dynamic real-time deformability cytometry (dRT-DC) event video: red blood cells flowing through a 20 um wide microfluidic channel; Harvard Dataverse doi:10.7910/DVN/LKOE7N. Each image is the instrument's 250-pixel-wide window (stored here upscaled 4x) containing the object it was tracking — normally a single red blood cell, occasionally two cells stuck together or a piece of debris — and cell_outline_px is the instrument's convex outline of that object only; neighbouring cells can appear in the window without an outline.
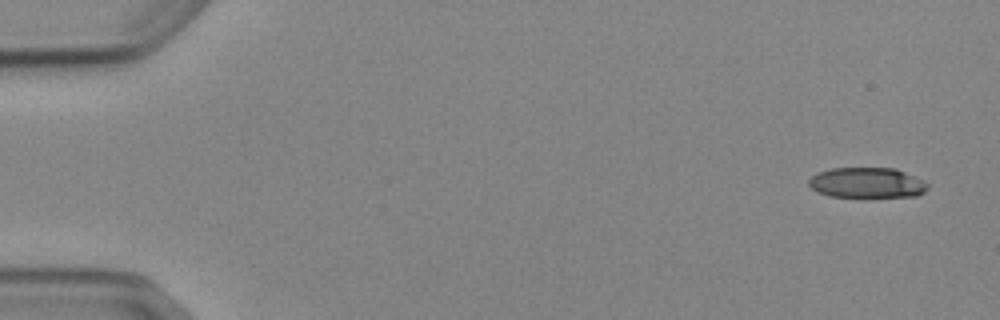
{"species": "Egyptian fruit bat (a non-hibernating species)", "species_latin": "Rousettus aegyptiacus", "temperature_condition": "cold", "stored_images_in_passage": 8, "camera_frame_rate_fps": 3000, "um_per_image_px": 0.085, "animal": {"sex": "female"}, "frame": {"image": 1, "passage_image": 1, "time_ms": 0.0, "image_size_px": [1000, 320], "cell_outline_px": [[928, 188], [924, 192], [916, 196], [860, 200], [828, 196], [816, 192], [808, 184], [808, 180], [812, 176], [820, 172], [832, 168], [896, 168], [924, 180], [928, 184]], "centroid_in_image_um": [73.71, 15.6], "position_along_channel_um": 11.3, "area_um2": 22.2}}
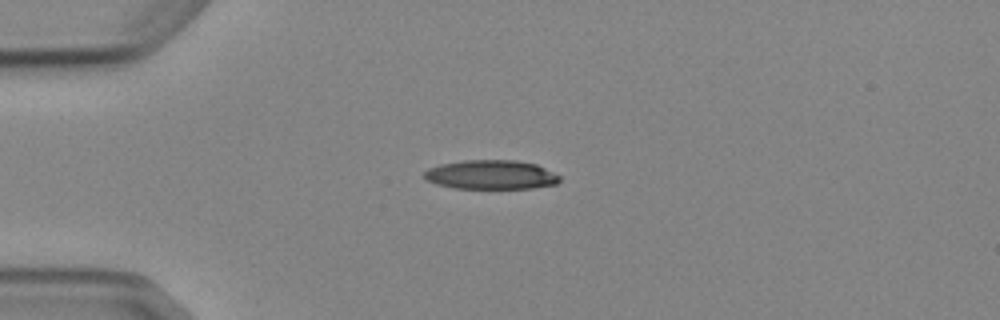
{"frame": {"image": 2, "passage_image": 4, "time_ms": 3.667, "image_size_px": [1000, 320], "cell_outline_px": [[560, 180], [556, 184], [532, 188], [452, 188], [436, 184], [424, 180], [424, 172], [428, 168], [440, 164], [464, 160], [516, 160], [536, 164], [560, 176]], "centroid_in_image_um": [41.7, 14.85], "position_along_channel_um": 43.3, "area_um2": 23.06}}
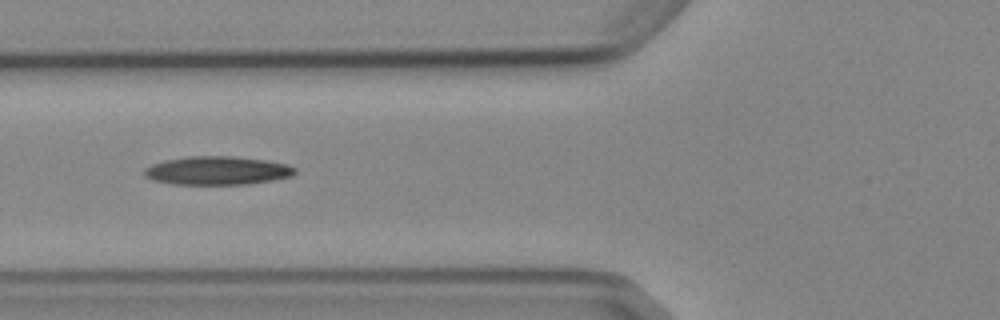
{"frame": {"image": 3, "passage_image": 6, "time_ms": 6.0, "image_size_px": [1000, 320], "cell_outline_px": [[296, 172], [292, 176], [272, 180], [248, 184], [172, 184], [152, 180], [144, 176], [144, 168], [152, 164], [164, 160], [188, 156], [232, 156], [268, 160], [288, 164], [296, 168]], "centroid_in_image_um": [18.47, 14.49], "position_along_channel_um": 107.3, "area_um2": 25.2}}